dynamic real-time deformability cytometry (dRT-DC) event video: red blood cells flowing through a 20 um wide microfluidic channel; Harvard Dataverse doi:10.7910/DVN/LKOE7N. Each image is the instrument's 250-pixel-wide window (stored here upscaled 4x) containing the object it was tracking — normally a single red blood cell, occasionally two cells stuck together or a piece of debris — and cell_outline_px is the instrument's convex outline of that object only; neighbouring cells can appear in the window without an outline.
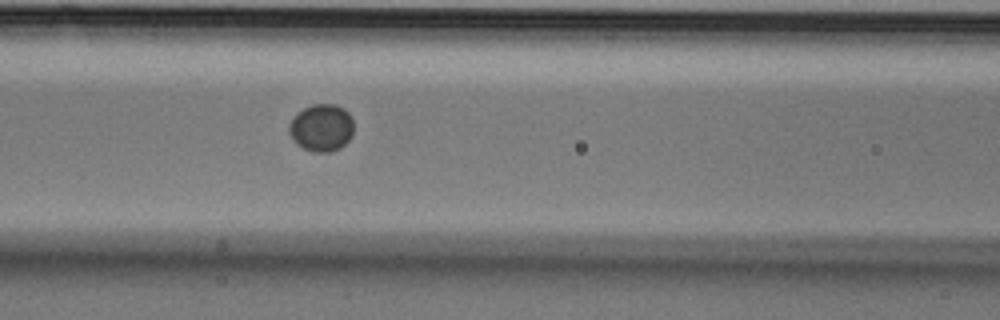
{"species": "Egyptian fruit bat (a non-hibernating species)", "species_latin": "Rousettus aegyptiacus", "temperature_condition": "cold", "stored_images_in_passage": 7, "camera_frame_rate_fps": 3000, "um_per_image_px": 0.085, "animal": {"sex": "male"}, "frame": {"image": 1, "passage_image": 7, "time_ms": 2.0, "image_size_px": [1000, 320], "cell_outline_px": [[352, 136], [340, 148], [328, 152], [312, 152], [296, 144], [292, 140], [288, 132], [288, 124], [296, 112], [312, 104], [336, 104], [344, 108], [352, 116]], "centroid_in_image_um": [27.29, 10.84], "position_along_channel_um": 139.3, "area_um2": 18.09}}